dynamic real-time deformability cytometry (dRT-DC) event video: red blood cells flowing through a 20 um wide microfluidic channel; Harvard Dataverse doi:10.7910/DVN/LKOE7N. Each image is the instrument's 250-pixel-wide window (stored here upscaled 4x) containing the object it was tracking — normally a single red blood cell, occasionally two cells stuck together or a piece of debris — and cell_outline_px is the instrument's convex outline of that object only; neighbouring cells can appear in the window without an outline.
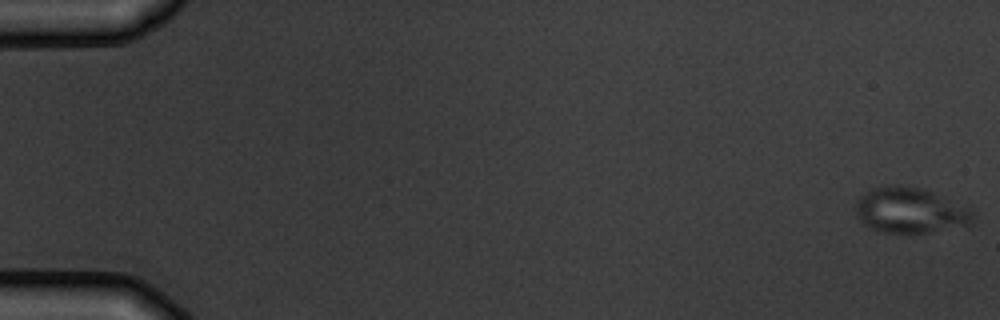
{"species": "common noctule bat (a hibernating species)", "species_latin": "Nyctalus noctula", "temperature_condition": "warm", "stored_images_in_passage": 6, "camera_frame_rate_fps": 3000, "um_per_image_px": 0.085, "animal": {"sex": "male", "body_mass_g": 19.5, "forearm_length_mm": 54.6}, "frame": {"image": 1, "passage_image": 1, "time_ms": 0.0, "image_size_px": [1000, 320], "cell_outline_px": [[976, 216], [972, 224], [968, 228], [908, 236], [876, 232], [868, 228], [856, 216], [856, 200], [864, 192], [872, 188], [900, 184], [920, 188], [932, 192], [968, 208]], "centroid_in_image_um": [77.38, 17.97], "position_along_channel_um": 7.6, "area_um2": 32.54}}